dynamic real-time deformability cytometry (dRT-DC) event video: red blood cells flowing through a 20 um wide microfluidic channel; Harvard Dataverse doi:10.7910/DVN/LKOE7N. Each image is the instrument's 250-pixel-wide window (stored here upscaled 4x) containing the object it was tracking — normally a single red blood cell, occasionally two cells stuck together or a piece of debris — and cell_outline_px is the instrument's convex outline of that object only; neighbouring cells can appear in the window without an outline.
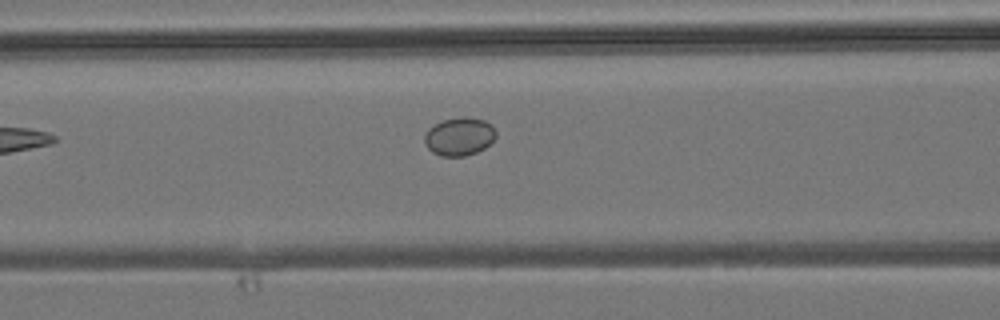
{"species": "common noctule bat (a hibernating species)", "species_latin": "Nyctalus noctula", "temperature_condition": "room temperature", "stored_images_in_passage": 4, "camera_frame_rate_fps": 3000, "um_per_image_px": 0.085, "animal": {"sex": "male", "body_mass_g": 19.2, "forearm_length_mm": 51.8}, "frame": {"image": 1, "passage_image": 4, "time_ms": 3.667, "image_size_px": [1000, 320], "cell_outline_px": [[496, 136], [484, 148], [476, 152], [464, 156], [440, 156], [432, 152], [424, 144], [424, 136], [428, 128], [444, 120], [464, 116], [484, 120], [492, 124], [496, 132]], "centroid_in_image_um": [39.03, 11.6], "position_along_channel_um": 127.6, "area_um2": 15.84}}